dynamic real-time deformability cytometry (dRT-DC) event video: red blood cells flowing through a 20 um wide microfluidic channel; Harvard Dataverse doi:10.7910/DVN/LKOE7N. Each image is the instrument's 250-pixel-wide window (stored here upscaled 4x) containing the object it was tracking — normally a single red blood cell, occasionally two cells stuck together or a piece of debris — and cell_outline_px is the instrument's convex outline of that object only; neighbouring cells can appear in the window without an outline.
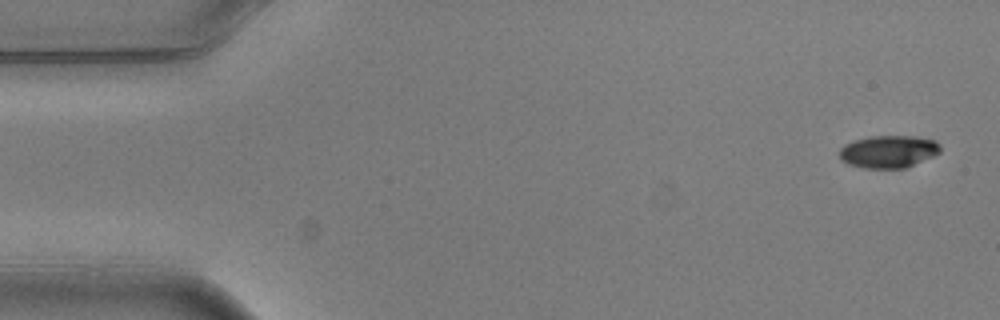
{"species": "common noctule bat (a hibernating species)", "species_latin": "Nyctalus noctula", "temperature_condition": "warm", "stored_images_in_passage": 5, "camera_frame_rate_fps": 3000, "um_per_image_px": 0.085, "animal": {"sex": "male", "body_mass_g": 20.5, "forearm_length_mm": 52.5}, "frame": {"image": 1, "passage_image": 1, "time_ms": 0.0, "image_size_px": [1000, 320], "cell_outline_px": [[940, 152], [932, 156], [904, 168], [864, 168], [848, 164], [840, 160], [840, 148], [844, 144], [856, 140], [872, 136], [916, 136], [936, 140], [940, 144]], "centroid_in_image_um": [75.51, 12.88], "position_along_channel_um": 9.5, "area_um2": 19.02}}
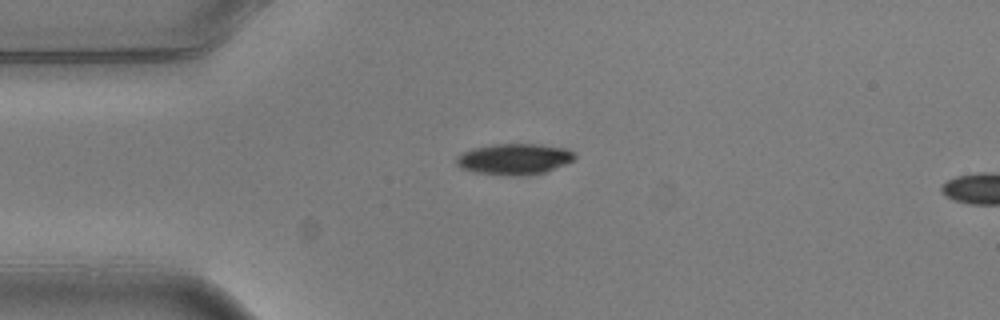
{"frame": {"image": 2, "passage_image": 4, "time_ms": 1.0, "image_size_px": [1000, 320], "cell_outline_px": [[576, 160], [544, 172], [524, 176], [508, 176], [472, 172], [460, 168], [456, 164], [456, 156], [472, 148], [492, 144], [540, 144], [564, 148], [572, 152], [576, 156]], "centroid_in_image_um": [43.69, 13.53], "position_along_channel_um": 41.3, "area_um2": 21.62}}